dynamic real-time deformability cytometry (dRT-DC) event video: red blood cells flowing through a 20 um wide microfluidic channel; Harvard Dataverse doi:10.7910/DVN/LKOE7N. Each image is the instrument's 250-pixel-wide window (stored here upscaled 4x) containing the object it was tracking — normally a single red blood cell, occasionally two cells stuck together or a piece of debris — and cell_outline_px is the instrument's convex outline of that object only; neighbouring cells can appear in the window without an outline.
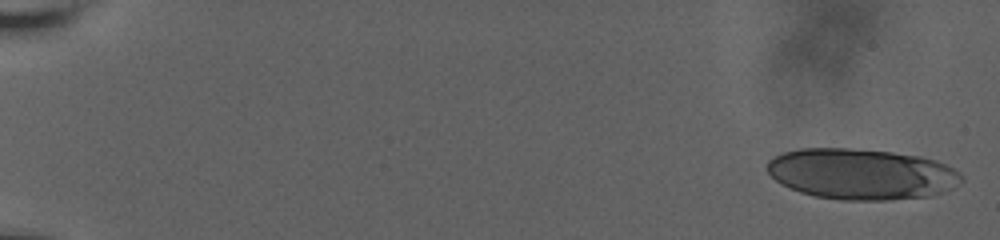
{"species": "human", "species_latin": "Homo sapiens", "temperature_condition": "room temperature", "stored_images_in_passage": 8, "segment_of_instrument_passage": [1, 2], "camera_frame_rate_fps": 3000, "um_per_image_px": 0.085, "donor": {"sex": "male"}, "frame": {"image": 1, "passage_image": 1, "time_ms": 0.0, "image_size_px": [1000, 240], "cell_outline_px": [[964, 180], [952, 188], [944, 192], [932, 196], [888, 200], [840, 200], [816, 196], [800, 192], [776, 180], [764, 168], [768, 160], [772, 156], [784, 152], [800, 148], [848, 148], [892, 152], [920, 156], [936, 160], [960, 172], [964, 176]], "centroid_in_image_um": [73.24, 14.79], "position_along_channel_um": 11.8, "area_um2": 57.92}}
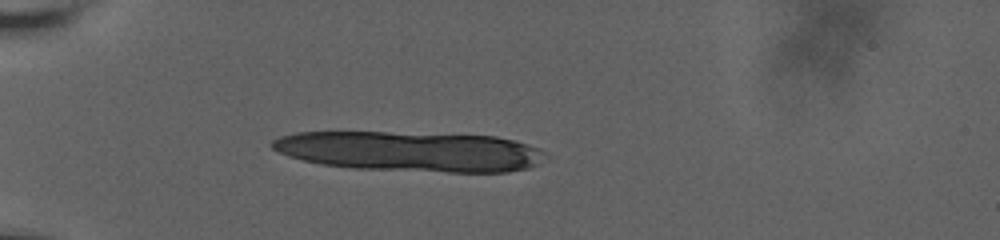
{"frame": {"image": 2, "passage_image": 6, "time_ms": 5.667, "image_size_px": [1000, 240], "cell_outline_px": [[548, 156], [536, 164], [528, 168], [508, 172], [448, 172], [352, 168], [324, 164], [304, 160], [288, 156], [272, 148], [268, 144], [272, 140], [280, 136], [296, 132], [384, 132], [496, 136], [528, 144], [540, 148]], "centroid_in_image_um": [34.88, 12.86], "position_along_channel_um": 50.1, "area_um2": 63.81}}